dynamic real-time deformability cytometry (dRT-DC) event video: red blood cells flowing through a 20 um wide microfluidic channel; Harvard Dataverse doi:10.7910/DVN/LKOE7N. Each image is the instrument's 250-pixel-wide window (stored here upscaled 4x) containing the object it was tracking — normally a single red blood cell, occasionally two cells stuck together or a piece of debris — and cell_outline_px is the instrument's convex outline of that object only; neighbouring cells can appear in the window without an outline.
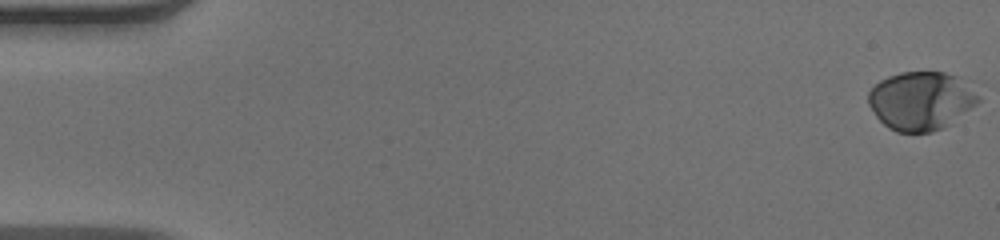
{"species": "human", "species_latin": "Homo sapiens", "temperature_condition": "warm", "stored_images_in_passage": 53, "camera_frame_rate_fps": 3000, "um_per_image_px": 0.085, "donor": {"sex": "male"}, "frame": {"image": 1, "passage_image": 1, "time_ms": 0.0, "image_size_px": [1000, 240], "cell_outline_px": [[980, 100], [976, 104], [944, 128], [932, 132], [896, 132], [888, 128], [876, 116], [868, 104], [868, 92], [880, 80], [888, 76], [900, 72], [944, 72], [956, 76]], "centroid_in_image_um": [78.21, 8.58], "position_along_channel_um": 6.8, "area_um2": 36.88}}
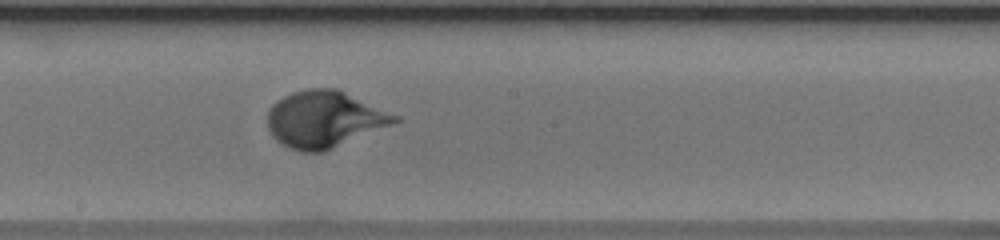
{"frame": {"image": 2, "passage_image": 30, "time_ms": 9.667, "image_size_px": [1000, 240], "cell_outline_px": [[400, 120], [392, 124], [324, 152], [300, 152], [280, 144], [272, 136], [268, 128], [268, 108], [276, 100], [292, 92], [308, 88], [336, 88], [400, 116]], "centroid_in_image_um": [27.54, 10.14], "position_along_channel_um": 220.7, "area_um2": 42.02}}
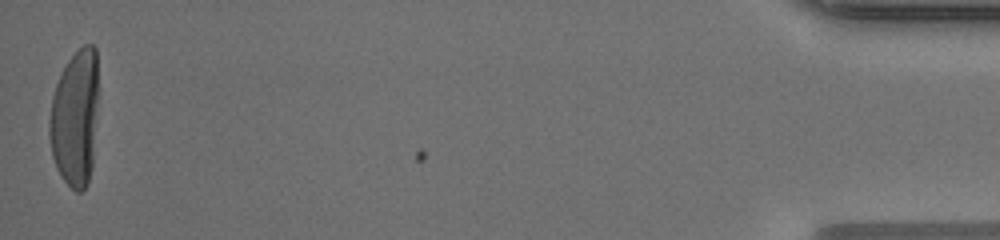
{"frame": {"image": 3, "passage_image": 53, "time_ms": 17.333, "image_size_px": [1000, 240], "cell_outline_px": [[96, 104], [92, 168], [88, 184], [80, 192], [76, 192], [60, 176], [56, 168], [52, 156], [48, 136], [48, 120], [52, 96], [56, 84], [68, 60], [84, 44], [92, 44], [96, 48]], "centroid_in_image_um": [6.34, 10.08], "position_along_channel_um": 428.9, "area_um2": 38.73}}